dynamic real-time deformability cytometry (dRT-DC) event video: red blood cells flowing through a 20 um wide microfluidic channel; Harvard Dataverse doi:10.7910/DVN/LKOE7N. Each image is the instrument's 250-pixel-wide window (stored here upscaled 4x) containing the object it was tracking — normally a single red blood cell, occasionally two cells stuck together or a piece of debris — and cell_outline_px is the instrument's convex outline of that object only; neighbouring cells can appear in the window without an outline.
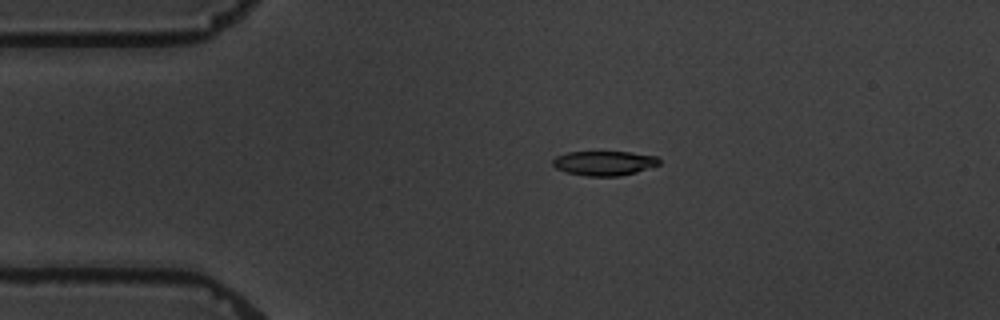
{"species": "common noctule bat (a hibernating species)", "species_latin": "Nyctalus noctula", "temperature_condition": "warm", "stored_images_in_passage": 9, "camera_frame_rate_fps": 3000, "um_per_image_px": 0.085, "animal": {"sex": "male", "body_mass_g": 19.5, "forearm_length_mm": 54.6}, "frame": {"image": 1, "passage_image": 1, "time_ms": 0.0, "image_size_px": [1000, 320], "cell_outline_px": [[660, 164], [636, 172], [620, 176], [588, 176], [568, 172], [556, 168], [552, 164], [552, 160], [556, 156], [568, 152], [628, 152], [656, 156], [660, 160]], "centroid_in_image_um": [51.35, 13.86], "position_along_channel_um": 33.6, "area_um2": 15.09}}
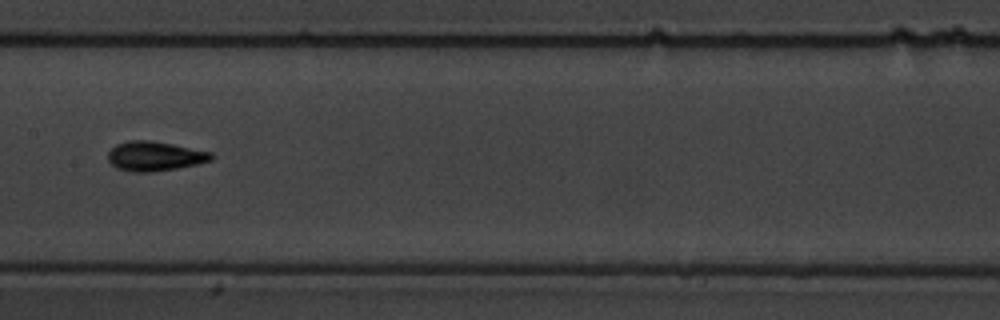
{"frame": {"image": 2, "passage_image": 6, "time_ms": 5.667, "image_size_px": [1000, 320], "cell_outline_px": [[212, 160], [196, 164], [176, 168], [152, 172], [132, 172], [116, 168], [108, 160], [108, 152], [116, 144], [128, 140], [148, 140], [172, 144], [212, 152]], "centroid_in_image_um": [13.12, 13.27], "position_along_channel_um": 194.3, "area_um2": 17.69}}
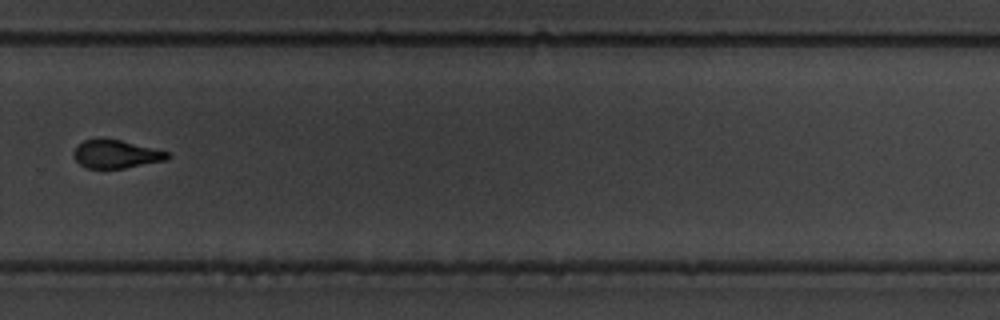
{"frame": {"image": 3, "passage_image": 9, "time_ms": 9.333, "image_size_px": [1000, 320], "cell_outline_px": [[172, 156], [164, 160], [124, 168], [88, 168], [80, 164], [72, 156], [72, 152], [76, 144], [84, 140], [100, 136], [104, 136], [168, 152]], "centroid_in_image_um": [9.77, 13.06], "position_along_channel_um": 320.0, "area_um2": 15.66}}